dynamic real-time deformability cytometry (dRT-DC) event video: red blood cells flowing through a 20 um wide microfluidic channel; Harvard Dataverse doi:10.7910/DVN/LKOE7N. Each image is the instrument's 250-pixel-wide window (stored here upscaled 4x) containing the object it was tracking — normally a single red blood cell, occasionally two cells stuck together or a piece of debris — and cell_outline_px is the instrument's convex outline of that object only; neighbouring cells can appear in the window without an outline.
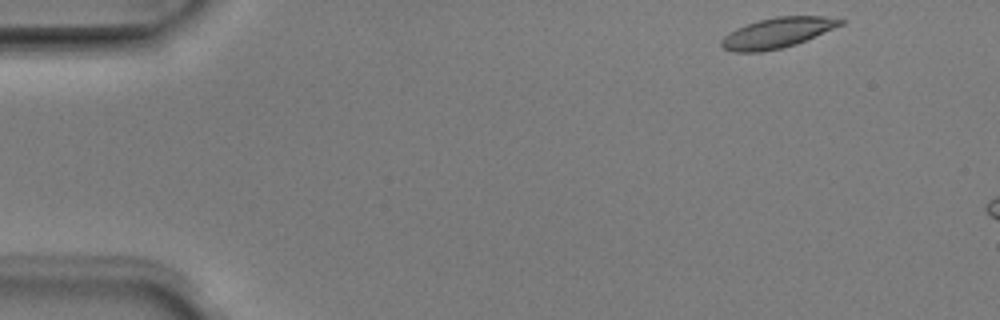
{"species": "Egyptian fruit bat (a non-hibernating species)", "species_latin": "Rousettus aegyptiacus", "temperature_condition": "room temperature", "stored_images_in_passage": 4, "camera_frame_rate_fps": 3000, "um_per_image_px": 0.085, "animal": {"sex": "male"}, "frame": {"image": 1, "passage_image": 1, "time_ms": 0.0, "image_size_px": [1000, 320], "cell_outline_px": [[844, 24], [796, 44], [780, 48], [760, 52], [732, 52], [724, 48], [720, 44], [720, 40], [728, 32], [736, 28], [760, 20], [776, 16], [824, 16], [844, 20]], "centroid_in_image_um": [66.04, 2.79], "position_along_channel_um": 19.0, "area_um2": 20.87}}